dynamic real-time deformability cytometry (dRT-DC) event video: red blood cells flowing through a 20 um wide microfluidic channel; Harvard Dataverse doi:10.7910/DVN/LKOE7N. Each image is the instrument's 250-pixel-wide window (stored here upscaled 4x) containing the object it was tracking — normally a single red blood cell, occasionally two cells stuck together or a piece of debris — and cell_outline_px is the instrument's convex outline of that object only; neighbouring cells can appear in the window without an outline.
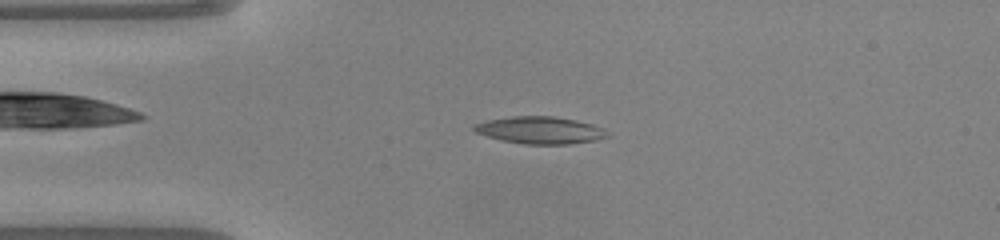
{"species": "common noctule bat (a hibernating species)", "species_latin": "Nyctalus noctula", "temperature_condition": "warm", "stored_images_in_passage": 47, "camera_frame_rate_fps": 3000, "um_per_image_px": 0.085, "animal": {"sex": "male", "body_mass_g": 20.0, "forearm_length_mm": 53.3}, "frame": {"image": 1, "passage_image": 8, "time_ms": 2.333, "image_size_px": [1000, 240], "cell_outline_px": [[612, 136], [596, 140], [572, 144], [524, 144], [500, 140], [476, 132], [472, 128], [476, 124], [488, 120], [512, 116], [552, 116], [576, 120], [592, 124], [604, 128]], "centroid_in_image_um": [45.97, 11.07], "position_along_channel_um": 39.0, "area_um2": 21.15}}
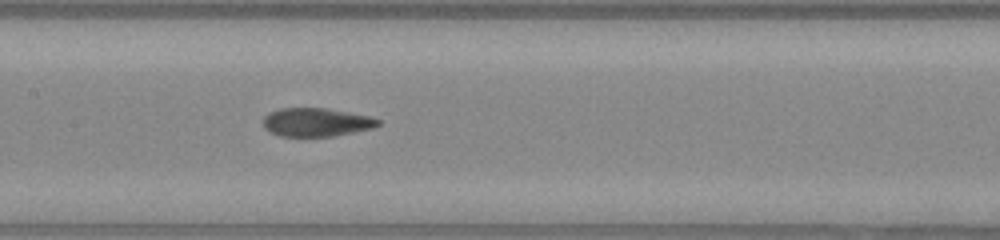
{"frame": {"image": 2, "passage_image": 20, "time_ms": 6.333, "image_size_px": [1000, 240], "cell_outline_px": [[380, 124], [372, 128], [332, 136], [280, 136], [264, 128], [264, 116], [280, 108], [324, 108], [368, 116], [380, 120]], "centroid_in_image_um": [26.87, 10.39], "position_along_channel_um": 180.5, "area_um2": 18.67}}
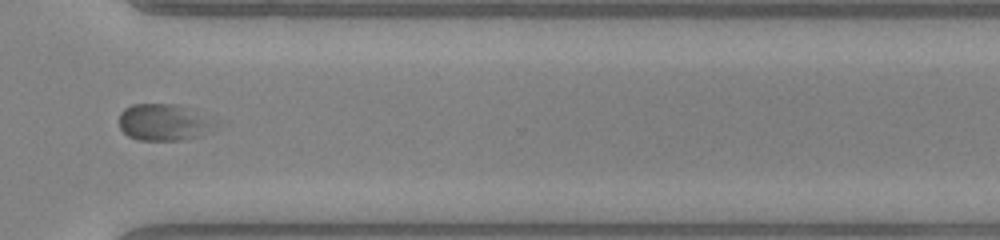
{"frame": {"image": 3, "passage_image": 33, "time_ms": 10.667, "image_size_px": [1000, 240], "cell_outline_px": [[212, 132], [204, 136], [184, 140], [136, 140], [128, 136], [120, 128], [120, 112], [124, 108], [132, 104], [176, 104], [200, 120]], "centroid_in_image_um": [13.66, 10.44], "position_along_channel_um": 356.9, "area_um2": 19.13}}